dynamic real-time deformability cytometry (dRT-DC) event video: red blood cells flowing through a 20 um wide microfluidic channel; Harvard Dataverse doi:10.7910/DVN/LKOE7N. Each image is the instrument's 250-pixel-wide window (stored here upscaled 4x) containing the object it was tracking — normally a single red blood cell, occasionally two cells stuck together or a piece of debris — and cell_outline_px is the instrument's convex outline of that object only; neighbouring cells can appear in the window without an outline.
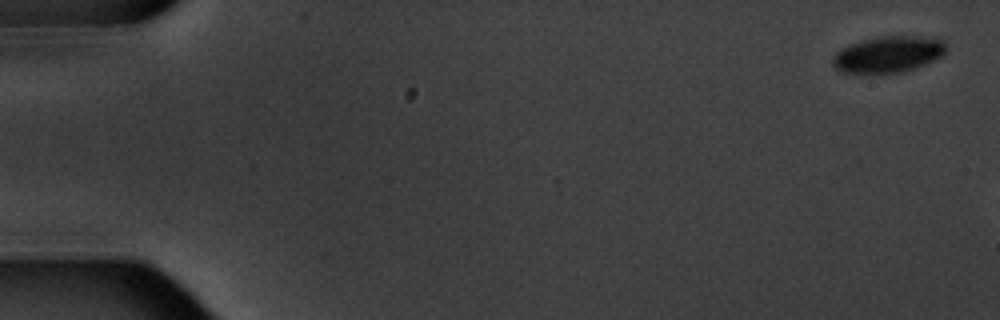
{"species": "common noctule bat (a hibernating species)", "species_latin": "Nyctalus noctula", "temperature_condition": "warm", "stored_images_in_passage": 3, "camera_frame_rate_fps": 3000, "um_per_image_px": 0.085, "animal": {"sex": "male", "body_mass_g": 20.1, "forearm_length_mm": 53.5}, "frame": {"image": 1, "passage_image": 1, "time_ms": 0.0, "image_size_px": [1000, 320], "cell_outline_px": [[944, 52], [940, 56], [916, 68], [900, 72], [844, 72], [836, 68], [832, 64], [832, 60], [836, 52], [840, 48], [864, 40], [880, 36], [940, 36], [944, 40]], "centroid_in_image_um": [75.53, 4.58], "position_along_channel_um": 9.5, "area_um2": 23.7}}